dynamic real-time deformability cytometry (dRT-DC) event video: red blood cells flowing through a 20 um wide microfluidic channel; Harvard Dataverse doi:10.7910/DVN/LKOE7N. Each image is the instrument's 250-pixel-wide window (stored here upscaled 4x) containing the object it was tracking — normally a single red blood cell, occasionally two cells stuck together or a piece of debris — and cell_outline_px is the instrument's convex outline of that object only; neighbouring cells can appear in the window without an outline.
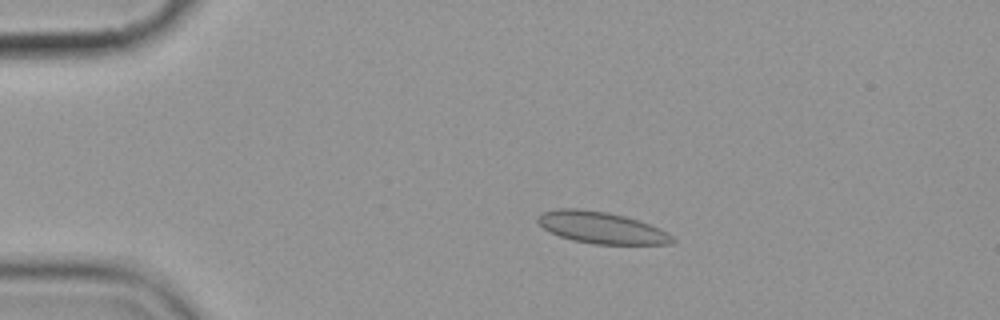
{"species": "common noctule bat (a hibernating species)", "species_latin": "Nyctalus noctula", "temperature_condition": "cold", "stored_images_in_passage": 6, "camera_frame_rate_fps": 3000, "um_per_image_px": 0.085, "animal": {"sex": "female", "body_mass_g": 19.9}, "frame": {"image": 1, "passage_image": 3, "time_ms": 2.333, "image_size_px": [1000, 320], "cell_outline_px": [[676, 240], [672, 244], [592, 244], [572, 240], [548, 232], [536, 220], [536, 216], [544, 212], [556, 208], [580, 208], [608, 212], [624, 216], [660, 228], [668, 232]], "centroid_in_image_um": [51.1, 19.35], "position_along_channel_um": 33.9, "area_um2": 24.97}}
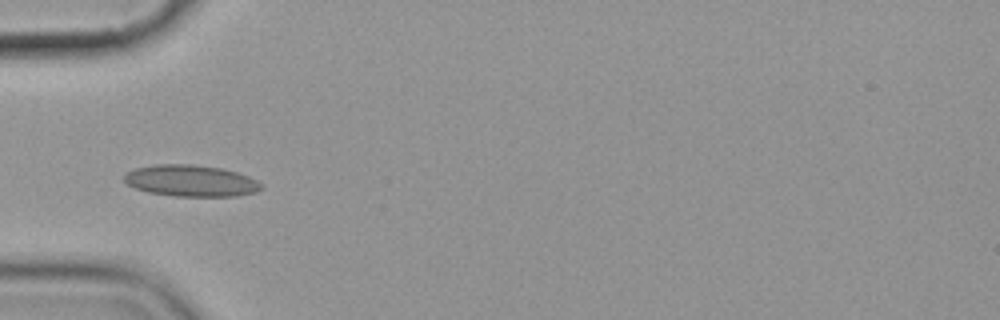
{"frame": {"image": 2, "passage_image": 5, "time_ms": 4.667, "image_size_px": [1000, 320], "cell_outline_px": [[264, 188], [256, 192], [236, 196], [172, 196], [148, 192], [136, 188], [128, 184], [124, 180], [124, 172], [136, 168], [156, 164], [192, 164], [220, 168], [236, 172], [248, 176], [264, 184]], "centroid_in_image_um": [16.24, 15.37], "position_along_channel_um": 68.8, "area_um2": 25.26}}
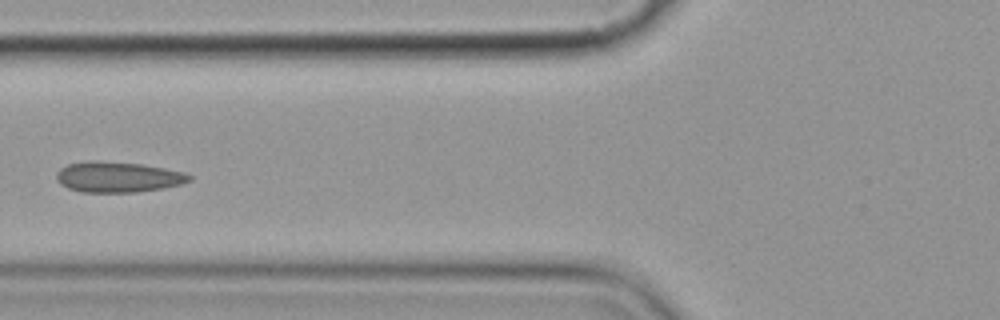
{"frame": {"image": 3, "passage_image": 6, "time_ms": 6.0, "image_size_px": [1000, 320], "cell_outline_px": [[192, 180], [180, 184], [164, 188], [136, 192], [80, 192], [68, 188], [60, 184], [56, 180], [56, 172], [60, 168], [68, 164], [88, 160], [96, 160], [140, 164], [164, 168], [184, 172], [192, 176]], "centroid_in_image_um": [9.99, 15.04], "position_along_channel_um": 115.8, "area_um2": 23.81}}